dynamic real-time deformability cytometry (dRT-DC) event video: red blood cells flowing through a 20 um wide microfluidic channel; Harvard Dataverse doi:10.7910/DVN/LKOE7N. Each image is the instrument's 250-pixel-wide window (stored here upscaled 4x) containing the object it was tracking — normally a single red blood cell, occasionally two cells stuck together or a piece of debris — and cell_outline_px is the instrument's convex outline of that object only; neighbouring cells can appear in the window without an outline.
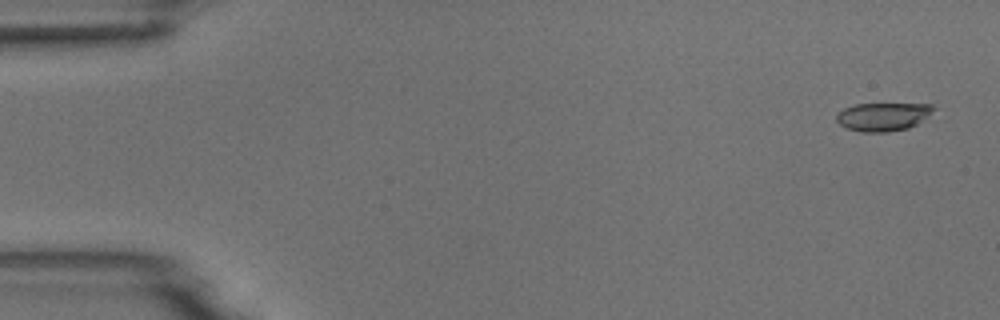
{"species": "common noctule bat (a hibernating species)", "species_latin": "Nyctalus noctula", "temperature_condition": "room temperature", "stored_images_in_passage": 5, "camera_frame_rate_fps": 3000, "um_per_image_px": 0.085, "animal": {"sex": "male", "body_mass_g": 18.8}, "frame": {"image": 1, "passage_image": 1, "time_ms": 0.0, "image_size_px": [1000, 320], "cell_outline_px": [[936, 108], [916, 124], [908, 128], [888, 132], [860, 132], [848, 128], [840, 124], [836, 120], [836, 116], [844, 108], [856, 104], [932, 104]], "centroid_in_image_um": [75.04, 9.92], "position_along_channel_um": 10.0, "area_um2": 15.78}}
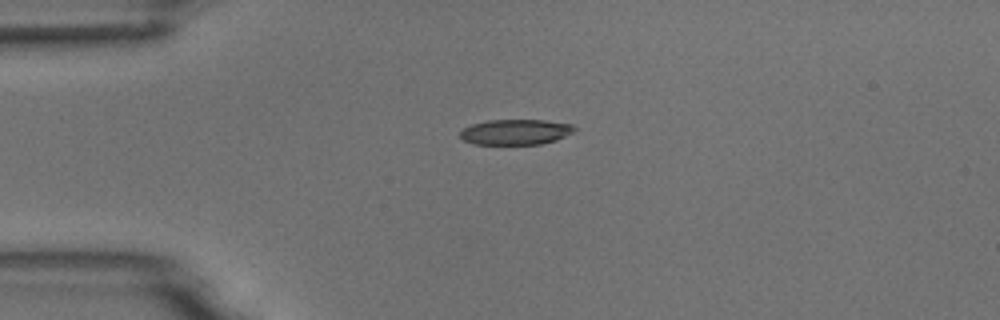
{"frame": {"image": 2, "passage_image": 4, "time_ms": 3.667, "image_size_px": [1000, 320], "cell_outline_px": [[576, 128], [572, 132], [556, 140], [540, 144], [476, 144], [464, 140], [460, 136], [460, 132], [464, 128], [472, 124], [488, 120], [544, 120], [572, 124]], "centroid_in_image_um": [43.83, 11.21], "position_along_channel_um": 41.2, "area_um2": 16.76}}